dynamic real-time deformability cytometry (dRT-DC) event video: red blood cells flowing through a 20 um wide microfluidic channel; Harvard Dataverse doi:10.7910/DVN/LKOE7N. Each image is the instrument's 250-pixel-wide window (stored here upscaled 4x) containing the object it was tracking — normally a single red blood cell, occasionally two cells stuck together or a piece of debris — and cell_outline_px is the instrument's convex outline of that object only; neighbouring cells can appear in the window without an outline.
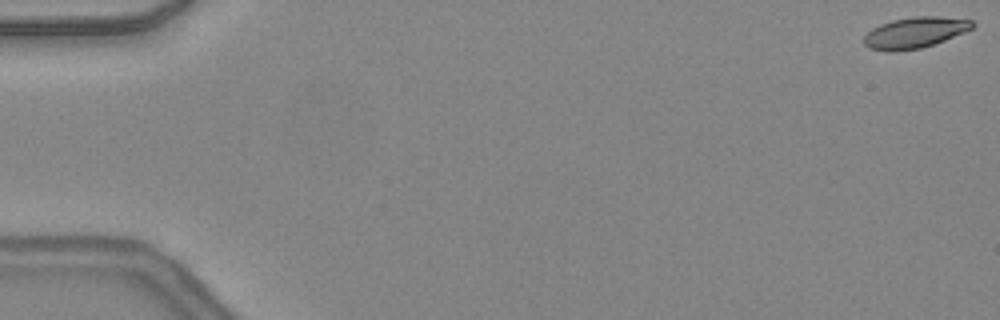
{"species": "common noctule bat (a hibernating species)", "species_latin": "Nyctalus noctula", "temperature_condition": "warm", "stored_images_in_passage": 48, "camera_frame_rate_fps": 3000, "um_per_image_px": 0.085, "animal": {"sex": "female", "body_mass_g": 24.6, "forearm_length_mm": 56.2}, "frame": {"image": 1, "passage_image": 1, "time_ms": 0.0, "image_size_px": [1000, 320], "cell_outline_px": [[976, 24], [972, 28], [964, 32], [944, 40], [920, 48], [896, 52], [884, 52], [868, 48], [864, 44], [864, 36], [872, 28], [880, 24], [892, 20], [916, 16], [936, 16], [972, 20]], "centroid_in_image_um": [77.72, 2.78], "position_along_channel_um": 7.3, "area_um2": 19.59}, "authors_computed_cell_mechanics": {"area_um2": 20.4323, "velocity_mm_per_s": 4.381, "shape_relaxation_time_tau1_ms": 6.3112, "shape_relaxation_time_tau2_ms": 6.8755, "deformation_change_tau1": 0.1938, "deformation_change_tau2": 0.155}}